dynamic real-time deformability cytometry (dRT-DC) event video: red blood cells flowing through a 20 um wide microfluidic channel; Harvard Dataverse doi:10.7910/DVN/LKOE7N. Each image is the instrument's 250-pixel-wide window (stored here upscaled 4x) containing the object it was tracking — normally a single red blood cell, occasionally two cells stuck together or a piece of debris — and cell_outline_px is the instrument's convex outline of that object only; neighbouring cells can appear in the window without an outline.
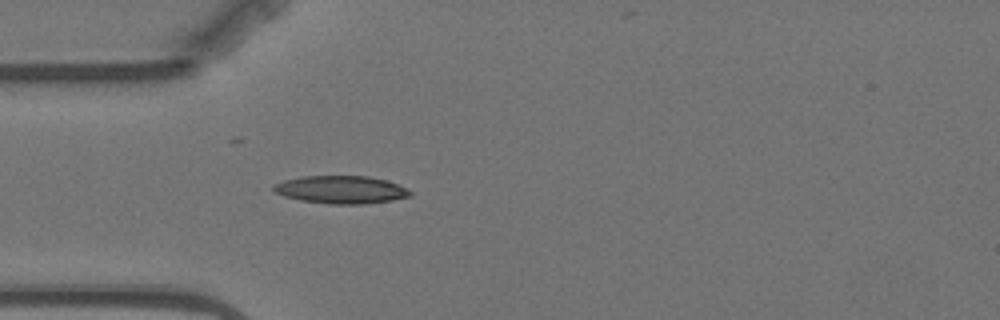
{"species": "Egyptian fruit bat (a non-hibernating species)", "species_latin": "Rousettus aegyptiacus", "temperature_condition": "warm", "stored_images_in_passage": 5, "camera_frame_rate_fps": 3000, "um_per_image_px": 0.085, "animal": {"sex": "female"}, "frame": {"image": 1, "passage_image": 5, "time_ms": 6.0, "image_size_px": [1000, 320], "cell_outline_px": [[412, 196], [392, 200], [364, 204], [328, 204], [300, 200], [284, 196], [276, 192], [272, 188], [276, 184], [284, 180], [304, 176], [368, 176], [384, 180], [408, 188], [412, 192]], "centroid_in_image_um": [29.01, 16.13], "position_along_channel_um": 56.0, "area_um2": 22.02}}